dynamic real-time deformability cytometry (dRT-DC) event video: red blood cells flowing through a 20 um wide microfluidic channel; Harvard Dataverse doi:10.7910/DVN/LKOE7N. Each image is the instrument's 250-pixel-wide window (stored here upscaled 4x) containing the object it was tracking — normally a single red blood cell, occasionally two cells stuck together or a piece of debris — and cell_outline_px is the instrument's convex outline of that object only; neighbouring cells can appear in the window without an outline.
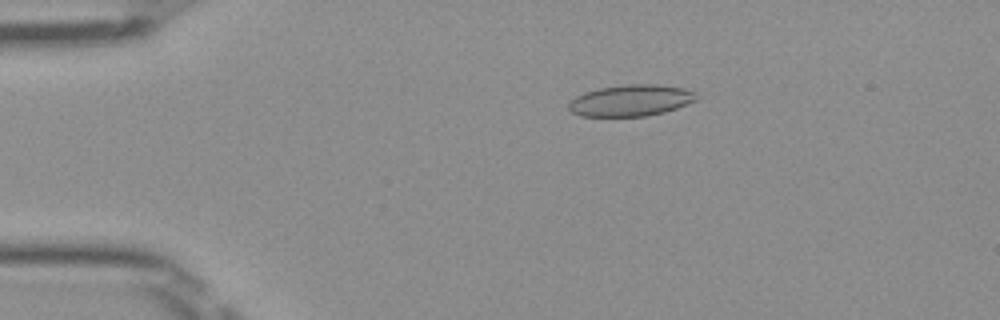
{"species": "Egyptian fruit bat (a non-hibernating species)", "species_latin": "Rousettus aegyptiacus", "temperature_condition": "room temperature", "stored_images_in_passage": 46, "camera_frame_rate_fps": 3000, "um_per_image_px": 0.085, "frame": {"image": 1, "passage_image": 5, "time_ms": 1.333, "image_size_px": [1000, 320], "cell_outline_px": [[696, 100], [676, 108], [664, 112], [644, 116], [580, 116], [572, 112], [568, 108], [568, 104], [576, 96], [584, 92], [596, 88], [624, 84], [656, 84], [684, 88], [696, 92]], "centroid_in_image_um": [53.6, 8.53], "position_along_channel_um": 31.4, "area_um2": 23.41}}
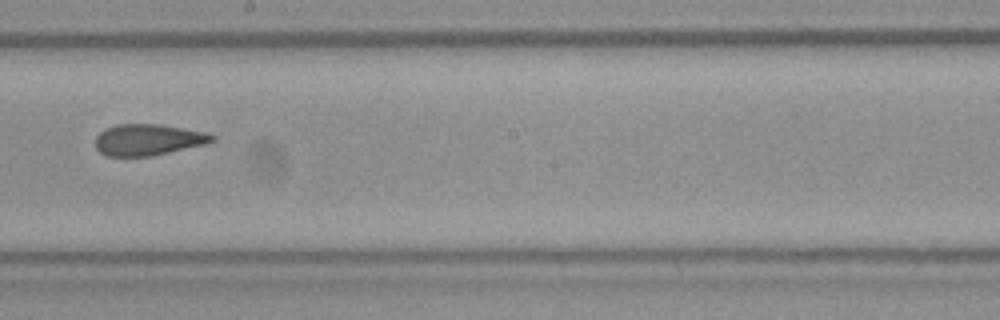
{"frame": {"image": 2, "passage_image": 24, "time_ms": 7.667, "image_size_px": [1000, 320], "cell_outline_px": [[216, 140], [204, 144], [152, 156], [108, 156], [100, 152], [96, 148], [96, 136], [104, 128], [116, 124], [160, 124], [184, 128], [204, 132], [216, 136]], "centroid_in_image_um": [12.57, 11.87], "position_along_channel_um": 235.6, "area_um2": 21.27}}
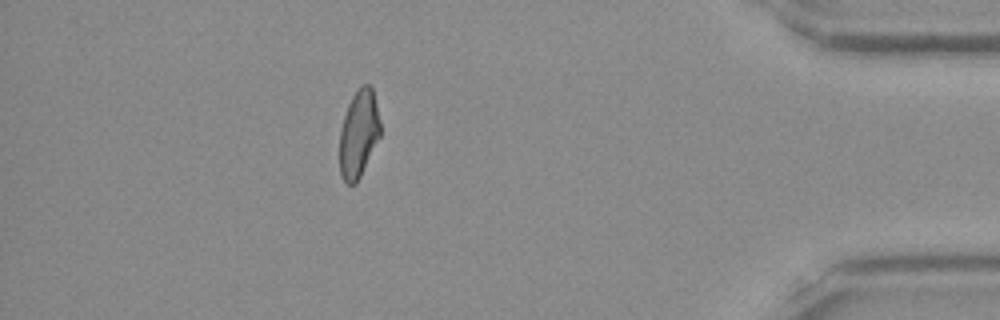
{"frame": {"image": 3, "passage_image": 40, "time_ms": 13.0, "image_size_px": [1000, 320], "cell_outline_px": [[380, 136], [356, 184], [348, 184], [340, 176], [340, 132], [344, 116], [348, 104], [352, 96], [364, 84], [368, 84], [372, 88], [380, 120]], "centroid_in_image_um": [30.48, 11.39], "position_along_channel_um": 404.7, "area_um2": 20.4}, "authors_computed_cell_mechanics": {"area_um2": 21.9351, "velocity_mm_per_s": 4.0233, "shape_relaxation_time_tau1_ms": null, "shape_relaxation_time_tau2_ms": 1.914, "deformation_change_tau1": null, "deformation_change_tau2": 0.0735}}